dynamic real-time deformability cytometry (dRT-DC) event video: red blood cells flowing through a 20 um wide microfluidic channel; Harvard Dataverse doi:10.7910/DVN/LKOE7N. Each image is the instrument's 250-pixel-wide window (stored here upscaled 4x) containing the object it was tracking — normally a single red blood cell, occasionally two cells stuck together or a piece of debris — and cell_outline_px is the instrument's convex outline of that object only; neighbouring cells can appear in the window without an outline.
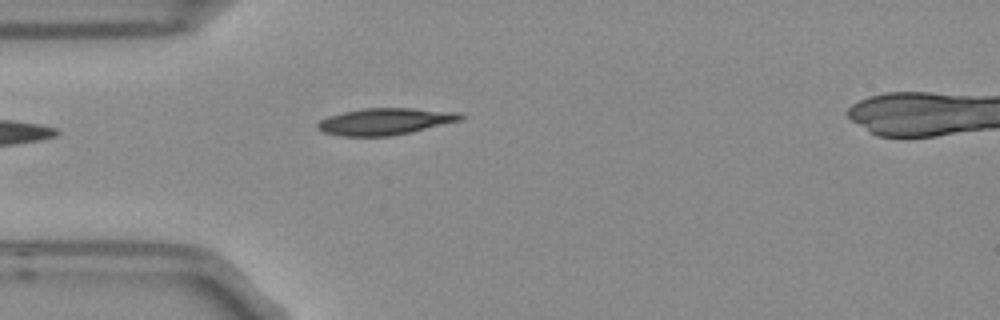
{"species": "Egyptian fruit bat (a non-hibernating species)", "species_latin": "Rousettus aegyptiacus", "temperature_condition": "room temperature", "stored_images_in_passage": 4, "camera_frame_rate_fps": 3000, "um_per_image_px": 0.085, "frame": {"image": 1, "passage_image": 4, "time_ms": 1.0, "image_size_px": [1000, 320], "cell_outline_px": [[464, 120], [412, 132], [392, 136], [340, 136], [324, 132], [316, 128], [316, 124], [320, 120], [328, 116], [344, 112], [364, 108], [412, 108], [460, 112], [464, 116]], "centroid_in_image_um": [32.78, 10.32], "position_along_channel_um": 52.2, "area_um2": 22.48}}